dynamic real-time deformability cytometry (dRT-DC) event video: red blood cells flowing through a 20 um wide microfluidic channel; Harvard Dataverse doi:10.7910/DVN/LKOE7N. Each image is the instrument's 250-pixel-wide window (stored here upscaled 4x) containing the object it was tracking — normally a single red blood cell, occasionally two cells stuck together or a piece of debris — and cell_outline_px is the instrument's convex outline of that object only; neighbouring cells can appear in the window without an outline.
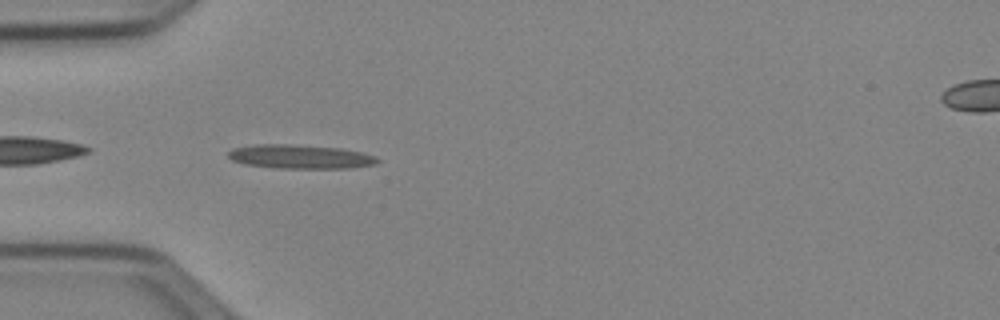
{"species": "Egyptian fruit bat (a non-hibernating species)", "species_latin": "Rousettus aegyptiacus", "temperature_condition": "cold", "stored_images_in_passage": 37, "camera_frame_rate_fps": 3000, "um_per_image_px": 0.085, "animal": {"sex": "female"}, "frame": {"image": 1, "passage_image": 2, "time_ms": 0.333, "image_size_px": [1000, 320], "cell_outline_px": [[380, 160], [376, 164], [348, 168], [276, 168], [244, 164], [232, 160], [228, 156], [228, 152], [232, 148], [256, 144], [288, 144], [340, 148], [360, 152], [376, 156]], "centroid_in_image_um": [25.5, 13.32], "position_along_channel_um": 59.5, "area_um2": 20.81}}
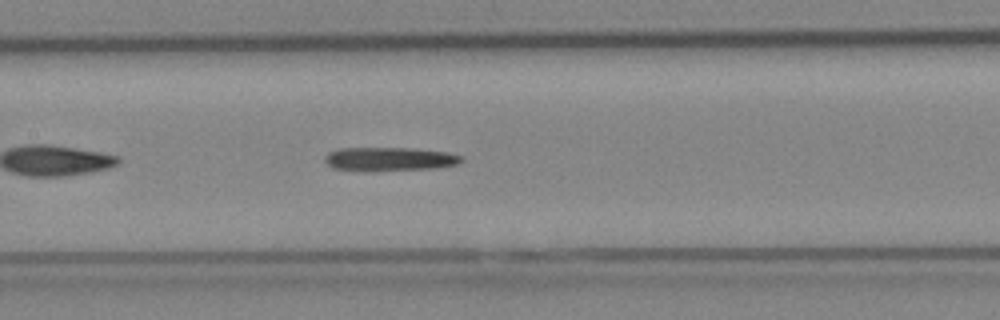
{"frame": {"image": 2, "passage_image": 11, "time_ms": 3.333, "image_size_px": [1000, 320], "cell_outline_px": [[464, 160], [460, 164], [432, 168], [372, 172], [332, 168], [324, 160], [324, 156], [328, 152], [340, 148], [412, 148], [444, 152], [460, 156]], "centroid_in_image_um": [33.06, 13.53], "position_along_channel_um": 174.3, "area_um2": 19.07}}
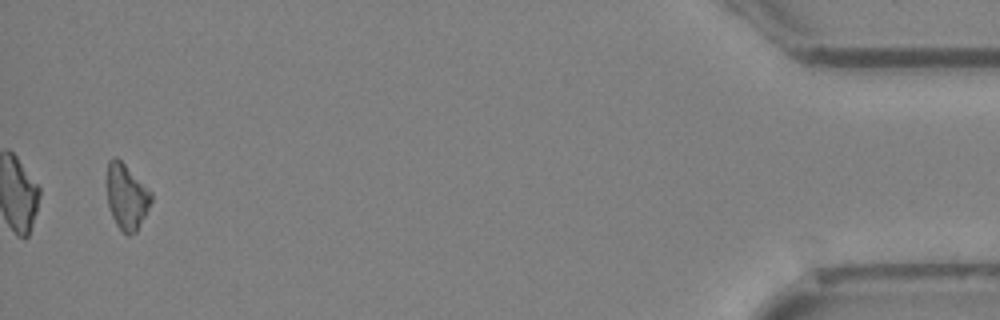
{"frame": {"image": 3, "passage_image": 36, "time_ms": 11.667, "image_size_px": [1000, 320], "cell_outline_px": [[152, 200], [136, 232], [128, 236], [116, 224], [112, 216], [108, 204], [108, 160], [112, 156], [116, 156], [152, 192]], "centroid_in_image_um": [10.76, 16.72], "position_along_channel_um": 424.4, "area_um2": 16.53}}